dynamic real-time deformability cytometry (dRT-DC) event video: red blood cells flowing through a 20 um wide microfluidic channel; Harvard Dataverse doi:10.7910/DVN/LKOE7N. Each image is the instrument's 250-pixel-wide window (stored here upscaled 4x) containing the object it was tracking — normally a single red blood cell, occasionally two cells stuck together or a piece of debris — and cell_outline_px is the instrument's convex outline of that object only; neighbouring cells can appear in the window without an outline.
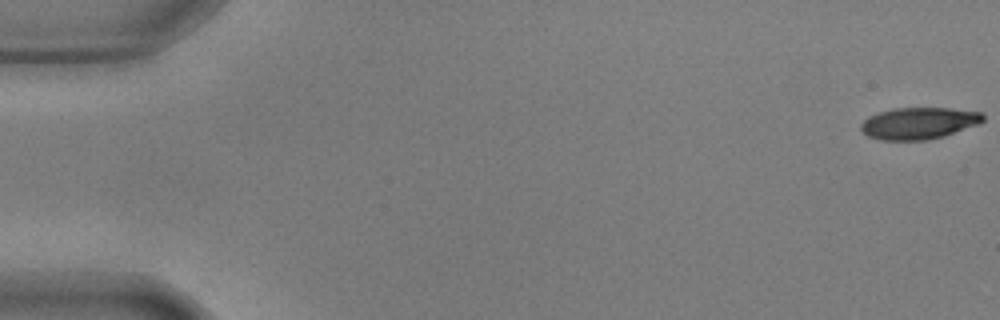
{"species": "common noctule bat (a hibernating species)", "species_latin": "Nyctalus noctula", "temperature_condition": "warm", "stored_images_in_passage": 55, "camera_frame_rate_fps": 3000, "um_per_image_px": 0.085, "animal": {"sex": "male", "body_mass_g": 17.9, "forearm_length_mm": 54.2}, "frame": {"image": 1, "passage_image": 1, "time_ms": 0.0, "image_size_px": [1000, 320], "cell_outline_px": [[984, 120], [976, 124], [944, 136], [928, 140], [880, 140], [868, 136], [860, 128], [860, 124], [864, 120], [880, 112], [896, 108], [948, 108], [980, 112], [984, 116]], "centroid_in_image_um": [78.08, 10.48], "position_along_channel_um": 6.9, "area_um2": 22.25}}
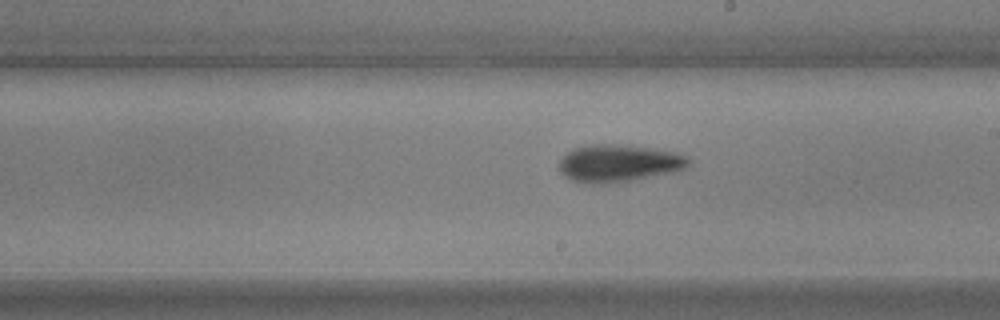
{"frame": {"image": 2, "passage_image": 32, "time_ms": 10.333, "image_size_px": [1000, 320], "cell_outline_px": [[692, 164], [676, 172], [632, 180], [604, 184], [592, 184], [572, 180], [564, 176], [560, 172], [560, 160], [568, 152], [576, 148], [588, 144], [616, 144], [652, 148], [676, 152], [688, 156], [692, 160]], "centroid_in_image_um": [52.65, 13.88], "position_along_channel_um": 236.4, "area_um2": 28.38}}
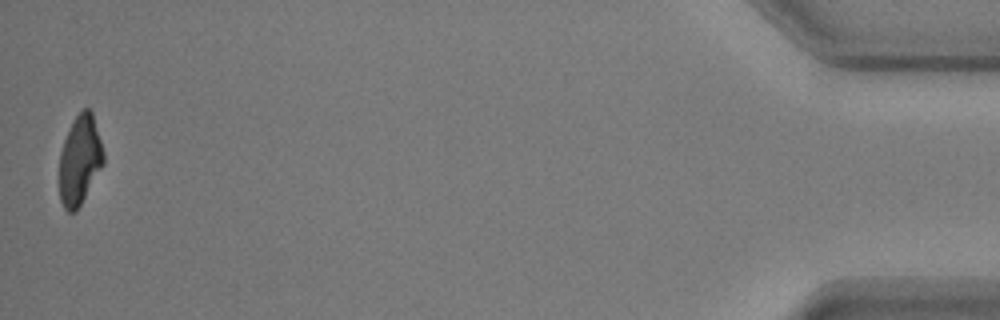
{"frame": {"image": 3, "passage_image": 55, "time_ms": 18.0, "image_size_px": [1000, 320], "cell_outline_px": [[104, 164], [76, 212], [68, 212], [64, 208], [60, 200], [60, 152], [64, 140], [72, 120], [84, 108], [88, 108], [92, 112], [104, 152]], "centroid_in_image_um": [6.79, 13.61], "position_along_channel_um": 428.4, "area_um2": 22.89}, "authors_computed_cell_mechanics": {"area_um2": 25.143, "velocity_mm_per_s": 3.669, "shape_relaxation_time_tau1_ms": 3.1661, "shape_relaxation_time_tau2_ms": 5.3274, "deformation_change_tau1": 0.1632, "deformation_change_tau2": 0.1312}}